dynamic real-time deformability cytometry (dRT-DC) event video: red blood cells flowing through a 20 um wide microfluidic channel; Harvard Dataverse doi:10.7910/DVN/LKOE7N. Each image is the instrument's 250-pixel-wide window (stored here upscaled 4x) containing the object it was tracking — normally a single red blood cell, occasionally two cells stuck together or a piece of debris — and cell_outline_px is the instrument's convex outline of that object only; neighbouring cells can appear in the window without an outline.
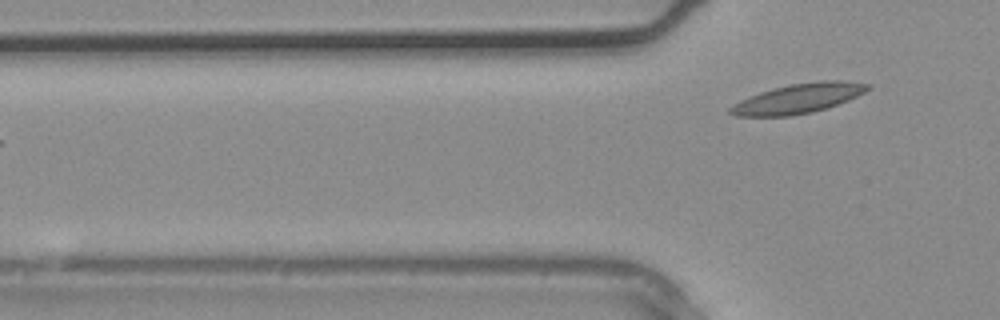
{"species": "common noctule bat (a hibernating species)", "species_latin": "Nyctalus noctula", "temperature_condition": "warm", "stored_images_in_passage": 4, "camera_frame_rate_fps": 3000, "um_per_image_px": 0.085, "animal": {"sex": "male", "body_mass_g": 20.4}, "frame": {"image": 1, "passage_image": 4, "time_ms": 1.0, "image_size_px": [1000, 320], "cell_outline_px": [[872, 88], [848, 100], [812, 112], [792, 116], [736, 116], [728, 112], [728, 108], [740, 100], [760, 92], [772, 88], [792, 84], [820, 80], [848, 80], [872, 84]], "centroid_in_image_um": [67.88, 8.35], "position_along_channel_um": 57.9, "area_um2": 23.76}}